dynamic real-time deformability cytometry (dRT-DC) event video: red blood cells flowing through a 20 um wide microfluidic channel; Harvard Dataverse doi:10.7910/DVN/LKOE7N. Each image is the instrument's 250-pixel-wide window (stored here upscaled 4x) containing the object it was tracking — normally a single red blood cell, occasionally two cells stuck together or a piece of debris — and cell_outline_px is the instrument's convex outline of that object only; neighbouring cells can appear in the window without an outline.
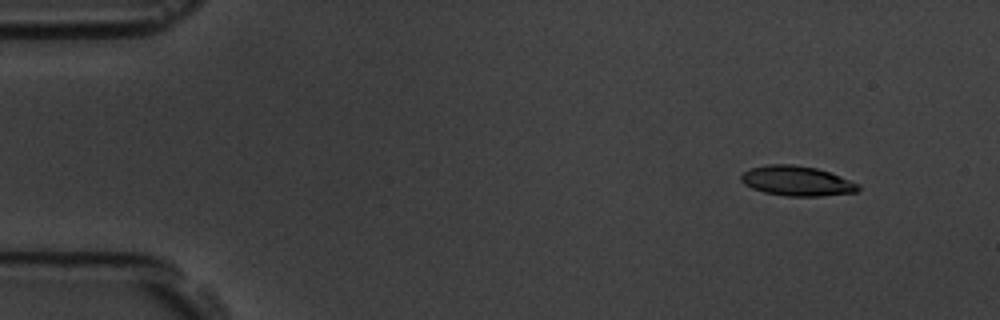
{"species": "common noctule bat (a hibernating species)", "species_latin": "Nyctalus noctula", "temperature_condition": "room temperature", "stored_images_in_passage": 5, "segment_of_instrument_passage": [1, 2], "camera_frame_rate_fps": 3000, "um_per_image_px": 0.085, "animal": {"sex": "male", "body_mass_g": 19.5, "forearm_length_mm": 54.6}, "frame": {"image": 1, "passage_image": 1, "time_ms": 0.0, "image_size_px": [1000, 320], "cell_outline_px": [[860, 188], [856, 192], [820, 196], [788, 196], [764, 192], [752, 188], [744, 184], [740, 180], [740, 176], [744, 172], [752, 168], [768, 164], [792, 164], [816, 168], [840, 176], [860, 184]], "centroid_in_image_um": [67.73, 15.38], "position_along_channel_um": 17.3, "area_um2": 20.29}}